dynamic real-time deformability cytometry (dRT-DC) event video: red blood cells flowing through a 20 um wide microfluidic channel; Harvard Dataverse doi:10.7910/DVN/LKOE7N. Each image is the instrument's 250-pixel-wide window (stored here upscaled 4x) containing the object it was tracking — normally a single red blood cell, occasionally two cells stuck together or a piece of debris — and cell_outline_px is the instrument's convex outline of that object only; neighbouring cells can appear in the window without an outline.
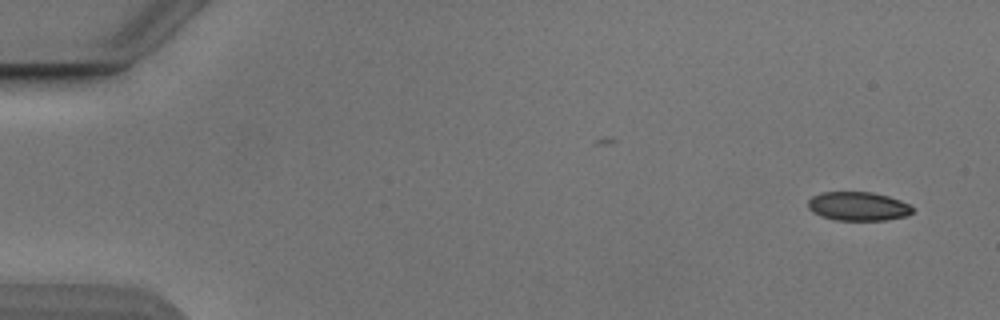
{"species": "Egyptian fruit bat (a non-hibernating species)", "species_latin": "Rousettus aegyptiacus", "temperature_condition": "cold", "stored_images_in_passage": 51, "camera_frame_rate_fps": 3000, "um_per_image_px": 0.085, "animal": {"sex": "male"}, "frame": {"image": 1, "passage_image": 1, "time_ms": 0.0, "image_size_px": [1000, 320], "cell_outline_px": [[912, 212], [908, 216], [884, 220], [836, 220], [820, 216], [812, 212], [808, 208], [808, 200], [812, 196], [820, 192], [872, 192], [888, 196], [900, 200], [908, 204], [912, 208]], "centroid_in_image_um": [72.91, 17.53], "position_along_channel_um": 12.1, "area_um2": 17.63}}
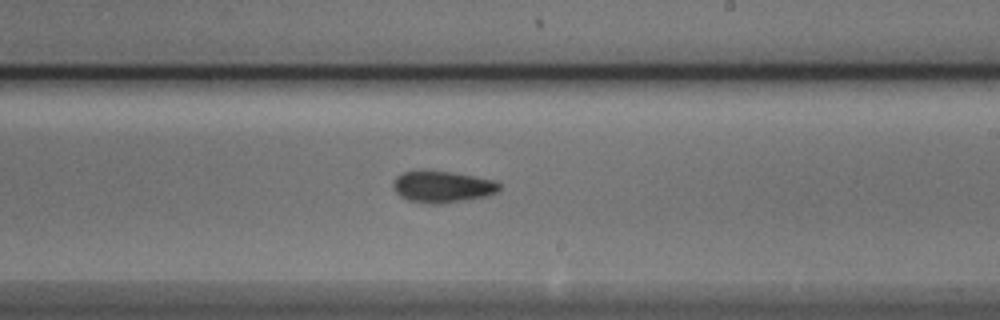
{"frame": {"image": 2, "passage_image": 30, "time_ms": 9.667, "image_size_px": [1000, 320], "cell_outline_px": [[500, 192], [488, 196], [440, 204], [428, 204], [408, 200], [400, 196], [392, 188], [392, 184], [396, 176], [404, 172], [424, 168], [496, 180], [500, 184]], "centroid_in_image_um": [37.58, 15.86], "position_along_channel_um": 251.4, "area_um2": 20.0}}
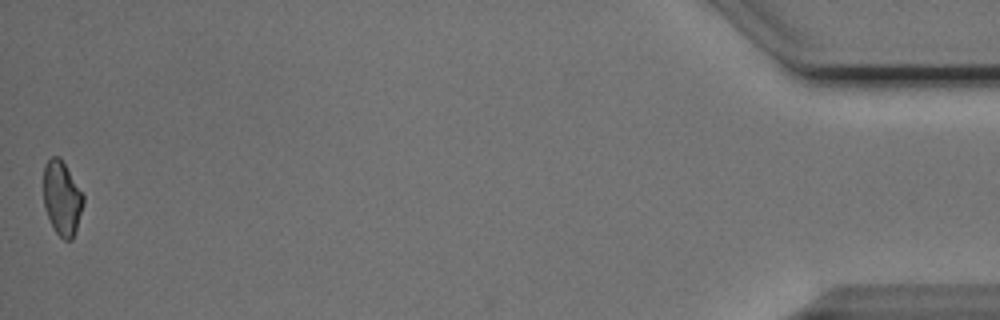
{"frame": {"image": 3, "passage_image": 51, "time_ms": 16.667, "image_size_px": [1000, 320], "cell_outline_px": [[84, 204], [72, 240], [64, 240], [56, 232], [44, 208], [44, 164], [52, 156], [60, 156], [84, 196]], "centroid_in_image_um": [5.27, 16.83], "position_along_channel_um": 429.9, "area_um2": 17.05}, "authors_computed_cell_mechanics": {"area_um2": 18.9006, "velocity_mm_per_s": 3.8738, "shape_relaxation_time_tau1_ms": 5.9913, "shape_relaxation_time_tau2_ms": 7.9331, "deformation_change_tau1": 0.1158, "deformation_change_tau2": 0.118}}